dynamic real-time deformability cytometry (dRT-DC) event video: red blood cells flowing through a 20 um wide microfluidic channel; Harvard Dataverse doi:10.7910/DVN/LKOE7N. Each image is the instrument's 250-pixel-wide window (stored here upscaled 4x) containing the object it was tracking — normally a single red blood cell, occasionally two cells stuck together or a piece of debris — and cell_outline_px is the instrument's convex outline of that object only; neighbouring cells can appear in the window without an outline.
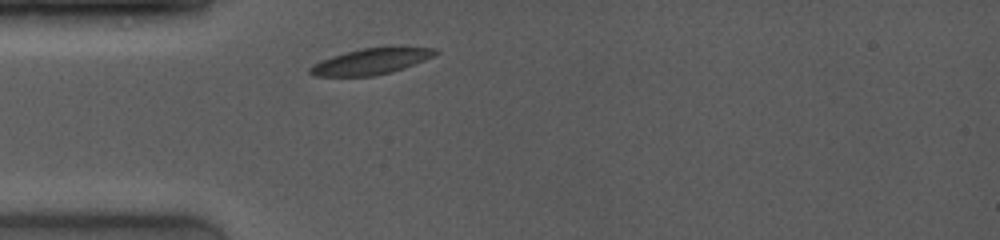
{"species": "common noctule bat (a hibernating species)", "species_latin": "Nyctalus noctula", "temperature_condition": "room temperature", "stored_images_in_passage": 6, "camera_frame_rate_fps": 4000, "um_per_image_px": 0.085, "animal": {"sex": "female", "body_mass_g": 19.0, "forearm_length_mm": 53.3}, "frame": {"image": 1, "passage_image": 1, "time_ms": 0.0, "image_size_px": [1000, 240], "cell_outline_px": [[440, 52], [436, 56], [404, 68], [392, 72], [376, 76], [312, 76], [308, 72], [308, 68], [312, 64], [320, 60], [344, 52], [364, 48], [392, 44], [396, 44], [436, 48]], "centroid_in_image_um": [31.63, 5.17], "position_along_channel_um": 53.4, "area_um2": 20.06}}
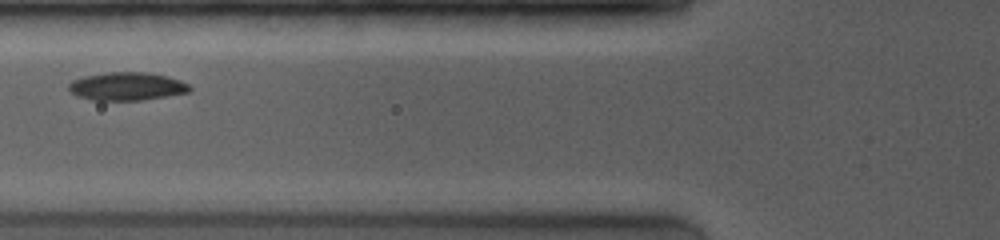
{"frame": {"image": 2, "passage_image": 3, "time_ms": 1.75, "image_size_px": [1000, 240], "cell_outline_px": [[192, 88], [188, 92], [144, 100], [92, 100], [76, 96], [68, 88], [68, 84], [72, 80], [84, 76], [108, 72], [148, 72], [168, 76], [180, 80], [188, 84]], "centroid_in_image_um": [10.78, 7.33], "position_along_channel_um": 115.0, "area_um2": 19.88}}